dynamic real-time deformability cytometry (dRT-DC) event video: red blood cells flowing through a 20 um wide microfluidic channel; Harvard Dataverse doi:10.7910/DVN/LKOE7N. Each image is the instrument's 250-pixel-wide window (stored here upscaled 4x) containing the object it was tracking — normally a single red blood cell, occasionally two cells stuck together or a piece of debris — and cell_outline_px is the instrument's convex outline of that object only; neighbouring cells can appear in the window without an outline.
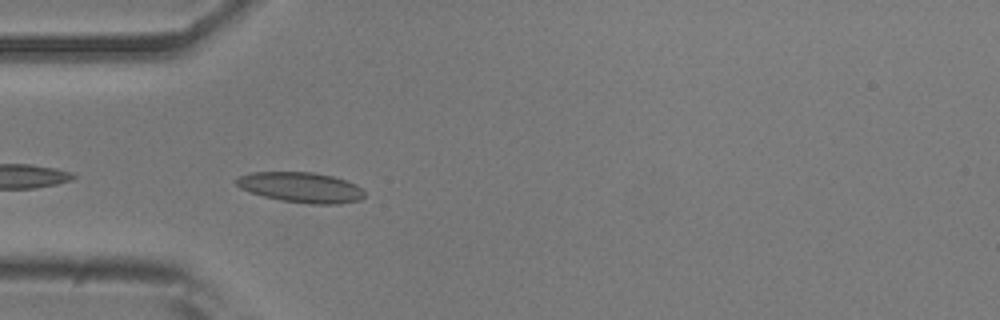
{"species": "common noctule bat (a hibernating species)", "species_latin": "Nyctalus noctula", "temperature_condition": "room temperature", "stored_images_in_passage": 7, "camera_frame_rate_fps": 3000, "um_per_image_px": 0.085, "animal": {"sex": "male", "body_mass_g": 20.5, "forearm_length_mm": 52.5}, "frame": {"image": 1, "passage_image": 2, "time_ms": 0.333, "image_size_px": [1000, 320], "cell_outline_px": [[364, 196], [360, 200], [340, 204], [308, 204], [280, 200], [248, 192], [240, 188], [236, 184], [236, 180], [240, 176], [252, 172], [312, 172], [332, 176], [356, 184], [364, 192]], "centroid_in_image_um": [25.58, 15.93], "position_along_channel_um": 59.4, "area_um2": 22.6}}